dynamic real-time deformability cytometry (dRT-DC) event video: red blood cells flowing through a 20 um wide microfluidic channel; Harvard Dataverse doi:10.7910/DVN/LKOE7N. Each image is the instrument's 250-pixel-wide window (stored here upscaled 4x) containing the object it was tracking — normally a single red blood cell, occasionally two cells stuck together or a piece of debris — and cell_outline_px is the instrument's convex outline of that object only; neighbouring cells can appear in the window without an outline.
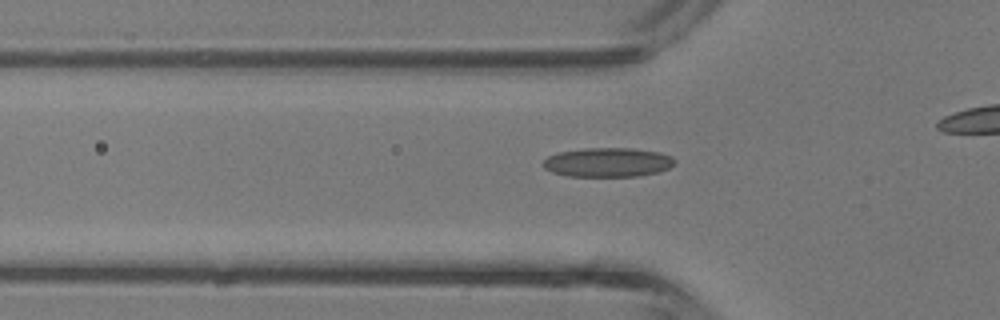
{"species": "common noctule bat (a hibernating species)", "species_latin": "Nyctalus noctula", "temperature_condition": "room temperature", "stored_images_in_passage": 34, "camera_frame_rate_fps": 3000, "um_per_image_px": 0.085, "animal": {"sex": "male", "body_mass_g": 13.3}, "frame": {"image": 1, "passage_image": 14, "time_ms": 4.333, "image_size_px": [1000, 320], "cell_outline_px": [[676, 164], [660, 172], [636, 176], [568, 176], [552, 172], [544, 168], [544, 160], [548, 156], [556, 152], [584, 148], [632, 148], [660, 152], [672, 156], [676, 160]], "centroid_in_image_um": [51.69, 13.79], "position_along_channel_um": 74.1, "area_um2": 22.6}}
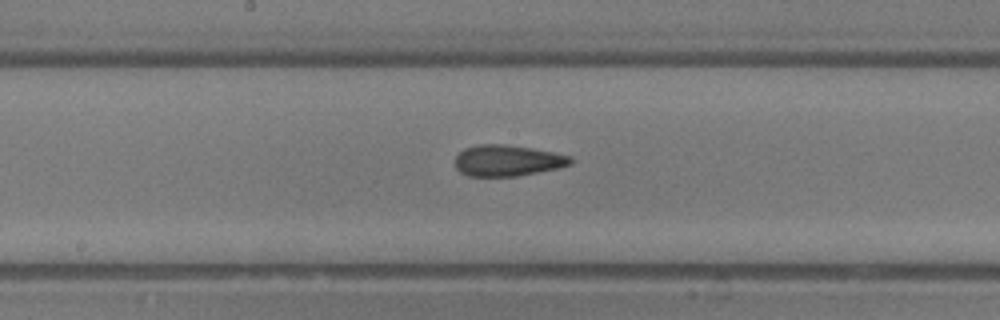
{"frame": {"image": 2, "passage_image": 22, "time_ms": 7.0, "image_size_px": [1000, 320], "cell_outline_px": [[572, 164], [560, 168], [516, 176], [468, 176], [460, 172], [456, 168], [456, 156], [464, 148], [476, 144], [504, 144], [532, 148], [572, 156]], "centroid_in_image_um": [43.14, 13.64], "position_along_channel_um": 205.1, "area_um2": 21.04}}
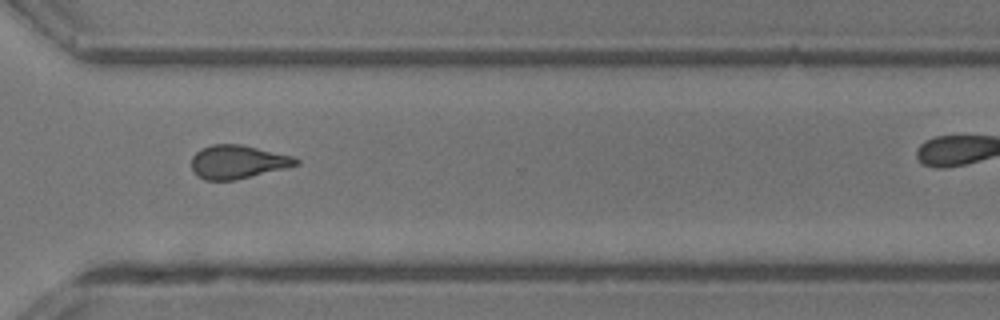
{"frame": {"image": 3, "passage_image": 31, "time_ms": 10.0, "image_size_px": [1000, 320], "cell_outline_px": [[300, 164], [236, 180], [204, 180], [196, 176], [192, 168], [192, 156], [200, 148], [212, 144], [240, 144], [296, 156], [300, 160]], "centroid_in_image_um": [20.21, 13.75], "position_along_channel_um": 350.4, "area_um2": 20.58}}